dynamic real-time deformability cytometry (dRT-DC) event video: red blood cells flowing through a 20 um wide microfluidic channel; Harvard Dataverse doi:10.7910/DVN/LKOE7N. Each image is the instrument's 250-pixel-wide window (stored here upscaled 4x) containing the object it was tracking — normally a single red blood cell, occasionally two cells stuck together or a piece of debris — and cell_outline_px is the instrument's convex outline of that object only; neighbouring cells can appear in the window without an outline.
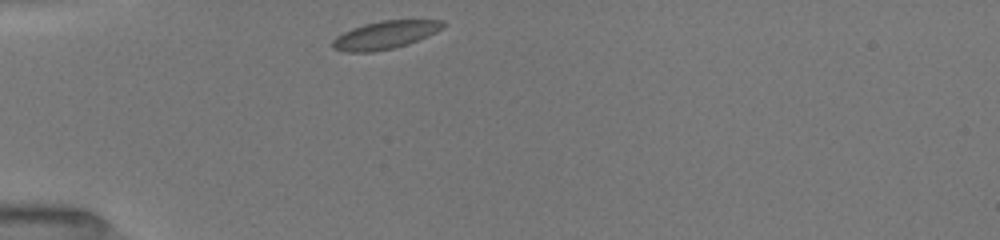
{"species": "common noctule bat (a hibernating species)", "species_latin": "Nyctalus noctula", "temperature_condition": "room temperature", "stored_images_in_passage": 37, "camera_frame_rate_fps": 3000, "um_per_image_px": 0.085, "animal": {"sex": "female", "body_mass_g": 19.5, "forearm_length_mm": 54.1}, "frame": {"image": 1, "passage_image": 1, "time_ms": 0.0, "image_size_px": [1000, 240], "cell_outline_px": [[448, 24], [436, 32], [428, 36], [408, 44], [392, 48], [372, 52], [344, 52], [332, 48], [332, 40], [336, 36], [352, 28], [364, 24], [380, 20], [444, 20]], "centroid_in_image_um": [32.74, 2.97], "position_along_channel_um": 52.3, "area_um2": 18.09}}
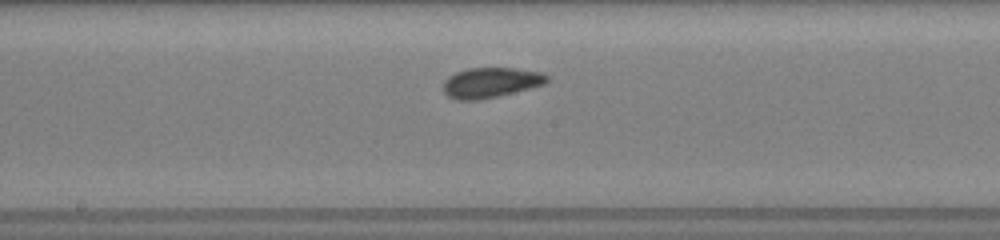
{"frame": {"image": 2, "passage_image": 14, "time_ms": 4.333, "image_size_px": [1000, 240], "cell_outline_px": [[548, 80], [544, 84], [480, 100], [456, 100], [448, 96], [440, 88], [444, 80], [448, 76], [456, 72], [468, 68], [512, 68], [544, 72], [548, 76]], "centroid_in_image_um": [41.65, 7.01], "position_along_channel_um": 206.6, "area_um2": 18.26}}
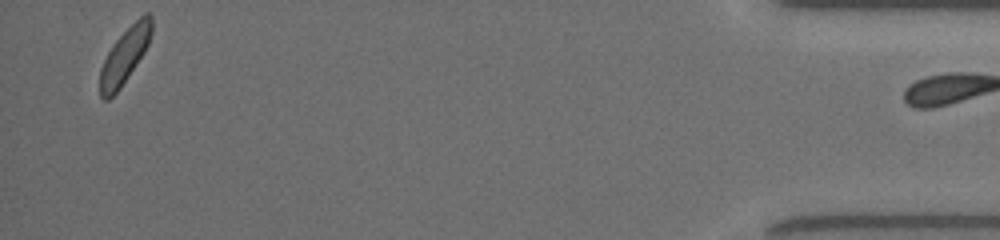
{"frame": {"image": 3, "passage_image": 36, "time_ms": 11.667, "image_size_px": [1000, 240], "cell_outline_px": [[152, 32], [148, 44], [144, 52], [120, 88], [108, 100], [104, 100], [100, 96], [100, 68], [108, 52], [116, 40], [144, 12], [148, 12], [152, 16]], "centroid_in_image_um": [10.6, 4.73], "position_along_channel_um": 424.6, "area_um2": 16.36}}